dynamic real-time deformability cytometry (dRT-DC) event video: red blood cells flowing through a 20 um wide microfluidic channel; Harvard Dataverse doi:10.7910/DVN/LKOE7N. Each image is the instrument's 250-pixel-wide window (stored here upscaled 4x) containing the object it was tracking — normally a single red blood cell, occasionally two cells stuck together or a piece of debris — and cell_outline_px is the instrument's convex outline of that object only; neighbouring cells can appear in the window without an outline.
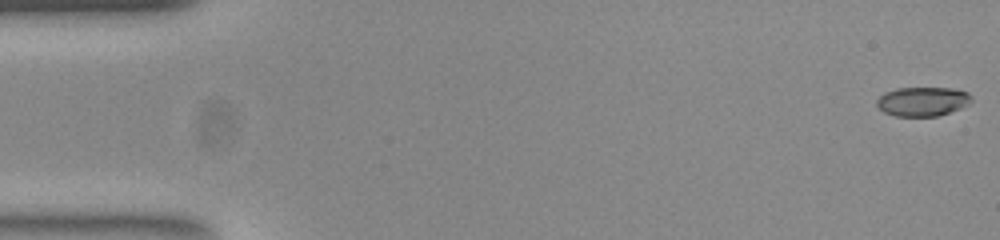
{"species": "common noctule bat (a hibernating species)", "species_latin": "Nyctalus noctula", "temperature_condition": "room temperature", "stored_images_in_passage": 53, "camera_frame_rate_fps": 3000, "um_per_image_px": 0.085, "animal": {"sex": "female", "body_mass_g": 23.0, "forearm_length_mm": 53.4}, "frame": {"image": 1, "passage_image": 1, "time_ms": 0.0, "image_size_px": [1000, 240], "cell_outline_px": [[972, 100], [968, 104], [960, 108], [936, 116], [896, 116], [884, 112], [876, 104], [876, 100], [884, 92], [896, 88], [952, 88], [968, 92], [972, 96]], "centroid_in_image_um": [78.41, 8.61], "position_along_channel_um": 6.6, "area_um2": 16.07}}
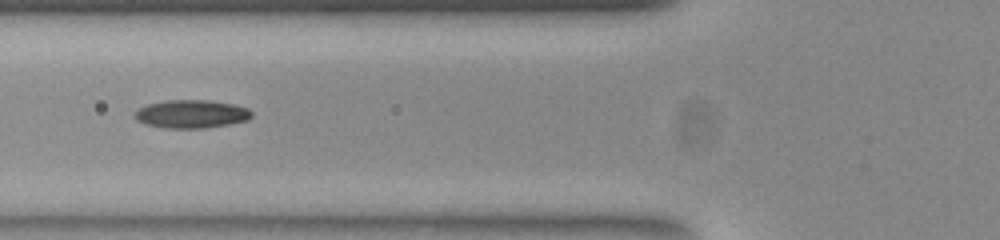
{"frame": {"image": 2, "passage_image": 20, "time_ms": 6.333, "image_size_px": [1000, 240], "cell_outline_px": [[252, 116], [248, 120], [228, 124], [204, 128], [164, 128], [144, 124], [136, 120], [132, 116], [132, 112], [136, 108], [148, 104], [164, 100], [208, 100], [232, 104], [248, 108], [252, 112]], "centroid_in_image_um": [16.19, 9.69], "position_along_channel_um": 109.6, "area_um2": 19.48}}
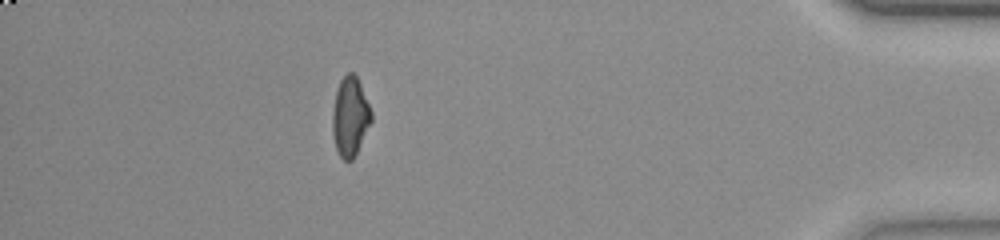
{"frame": {"image": 3, "passage_image": 47, "time_ms": 15.333, "image_size_px": [1000, 240], "cell_outline_px": [[372, 120], [352, 160], [344, 160], [340, 156], [336, 148], [332, 132], [332, 112], [336, 92], [340, 80], [348, 72], [352, 72], [356, 76], [360, 84], [372, 112]], "centroid_in_image_um": [29.75, 9.9], "position_along_channel_um": 405.5, "area_um2": 17.63}, "authors_computed_cell_mechanics": {"area_um2": 17.9758, "velocity_mm_per_s": 3.8838, "shape_relaxation_time_tau1_ms": 9.7502, "shape_relaxation_time_tau2_ms": 2.6878, "deformation_change_tau1": 0.27, "deformation_change_tau2": 0.0899}}